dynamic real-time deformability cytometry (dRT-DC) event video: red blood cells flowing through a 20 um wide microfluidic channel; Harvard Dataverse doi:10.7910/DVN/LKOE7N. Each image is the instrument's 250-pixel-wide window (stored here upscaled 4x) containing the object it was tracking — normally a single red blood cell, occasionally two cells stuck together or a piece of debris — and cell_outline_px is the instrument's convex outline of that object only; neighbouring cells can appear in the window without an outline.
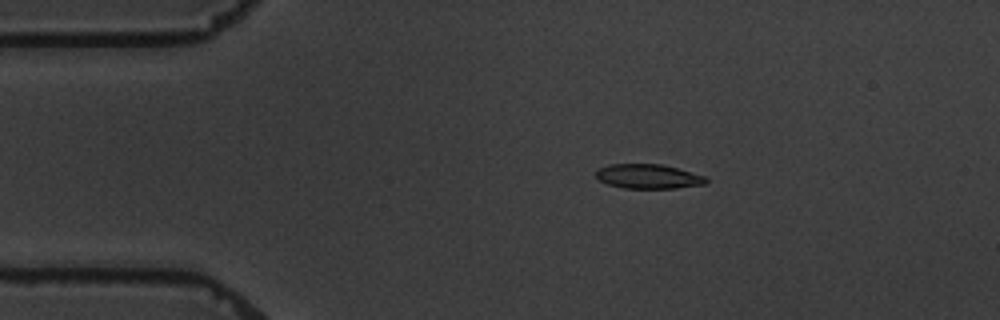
{"species": "common noctule bat (a hibernating species)", "species_latin": "Nyctalus noctula", "temperature_condition": "warm", "stored_images_in_passage": 9, "camera_frame_rate_fps": 3000, "um_per_image_px": 0.085, "animal": {"sex": "male", "body_mass_g": 19.5, "forearm_length_mm": 54.6}, "frame": {"image": 1, "passage_image": 3, "time_ms": 2.333, "image_size_px": [1000, 320], "cell_outline_px": [[708, 180], [704, 184], [676, 188], [624, 188], [608, 184], [600, 180], [596, 176], [596, 168], [608, 164], [660, 164], [708, 176]], "centroid_in_image_um": [55.1, 14.99], "position_along_channel_um": 29.9, "area_um2": 15.72}}
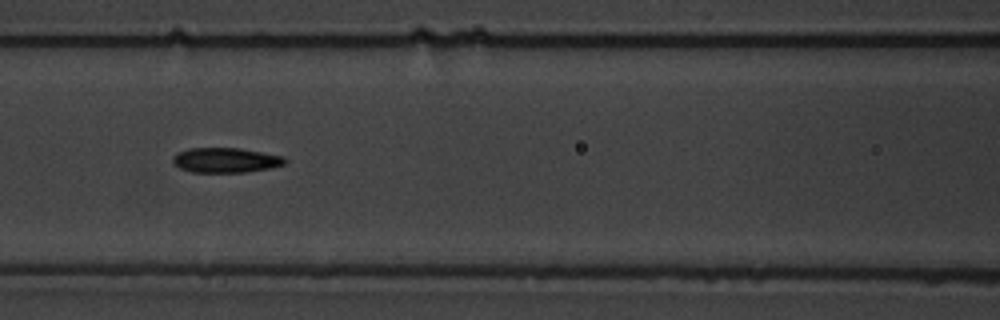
{"frame": {"image": 2, "passage_image": 7, "time_ms": 7.0, "image_size_px": [1000, 320], "cell_outline_px": [[288, 160], [284, 164], [272, 168], [244, 172], [192, 172], [180, 168], [172, 160], [172, 156], [176, 152], [188, 148], [240, 148], [284, 156]], "centroid_in_image_um": [19.19, 13.6], "position_along_channel_um": 147.4, "area_um2": 16.36}}
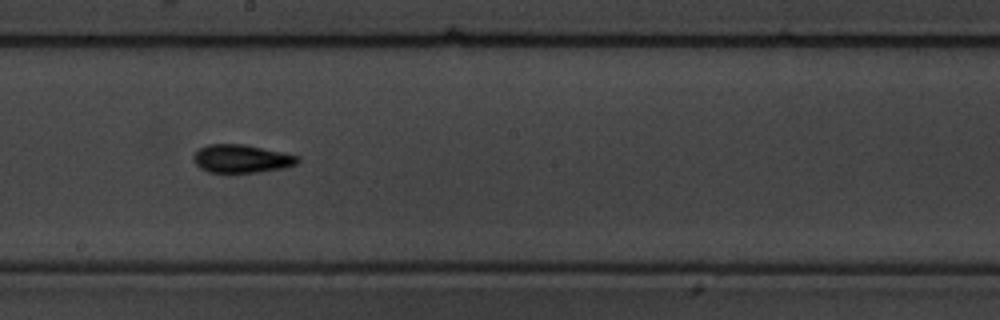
{"frame": {"image": 3, "passage_image": 9, "time_ms": 9.333, "image_size_px": [1000, 320], "cell_outline_px": [[300, 160], [296, 164], [284, 168], [256, 172], [208, 172], [200, 168], [192, 160], [192, 156], [200, 148], [208, 144], [244, 144], [300, 156]], "centroid_in_image_um": [20.52, 13.48], "position_along_channel_um": 227.7, "area_um2": 17.05}}